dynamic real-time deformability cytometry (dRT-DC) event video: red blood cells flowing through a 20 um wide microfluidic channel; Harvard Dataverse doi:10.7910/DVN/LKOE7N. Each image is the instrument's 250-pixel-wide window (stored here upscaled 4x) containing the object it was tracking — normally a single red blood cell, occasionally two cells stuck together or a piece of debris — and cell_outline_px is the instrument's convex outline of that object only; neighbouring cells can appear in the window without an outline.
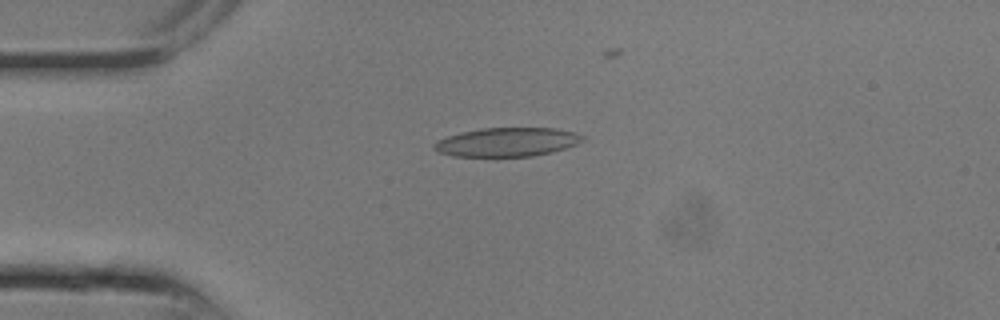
{"species": "common noctule bat (a hibernating species)", "species_latin": "Nyctalus noctula", "temperature_condition": "room temperature", "stored_images_in_passage": 6, "camera_frame_rate_fps": 3000, "um_per_image_px": 0.085, "animal": {"sex": "male", "body_mass_g": 13.3}, "frame": {"image": 1, "passage_image": 1, "time_ms": 0.0, "image_size_px": [1000, 320], "cell_outline_px": [[584, 140], [576, 144], [552, 152], [532, 156], [452, 156], [440, 152], [432, 148], [432, 144], [436, 140], [460, 132], [484, 128], [556, 128], [576, 132], [584, 136]], "centroid_in_image_um": [43.09, 12.07], "position_along_channel_um": 41.9, "area_um2": 24.97}}
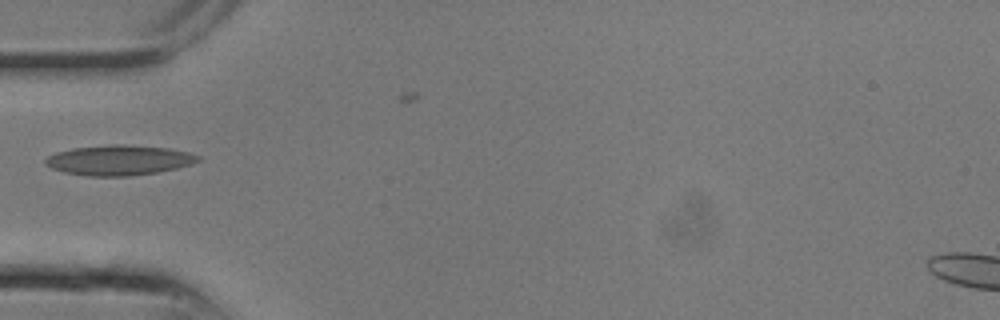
{"frame": {"image": 2, "passage_image": 3, "time_ms": 0.667, "image_size_px": [1000, 320], "cell_outline_px": [[200, 160], [192, 164], [176, 168], [156, 172], [128, 176], [88, 176], [64, 172], [52, 168], [44, 164], [44, 160], [48, 156], [56, 152], [72, 148], [112, 144], [120, 144], [168, 148], [188, 152], [200, 156]], "centroid_in_image_um": [10.09, 13.61], "position_along_channel_um": 74.9, "area_um2": 26.7}}
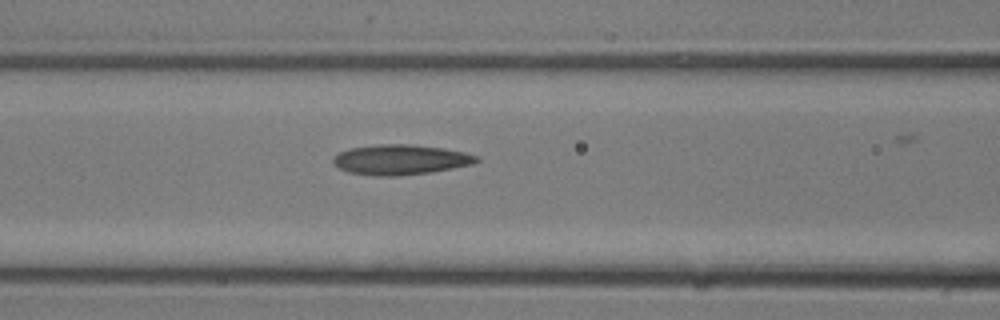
{"frame": {"image": 3, "passage_image": 5, "time_ms": 1.333, "image_size_px": [1000, 320], "cell_outline_px": [[480, 160], [472, 164], [432, 172], [396, 176], [376, 176], [348, 172], [340, 168], [332, 160], [340, 152], [348, 148], [380, 144], [408, 144], [444, 148], [464, 152], [476, 156]], "centroid_in_image_um": [34.04, 13.57], "position_along_channel_um": 132.6, "area_um2": 24.97}}